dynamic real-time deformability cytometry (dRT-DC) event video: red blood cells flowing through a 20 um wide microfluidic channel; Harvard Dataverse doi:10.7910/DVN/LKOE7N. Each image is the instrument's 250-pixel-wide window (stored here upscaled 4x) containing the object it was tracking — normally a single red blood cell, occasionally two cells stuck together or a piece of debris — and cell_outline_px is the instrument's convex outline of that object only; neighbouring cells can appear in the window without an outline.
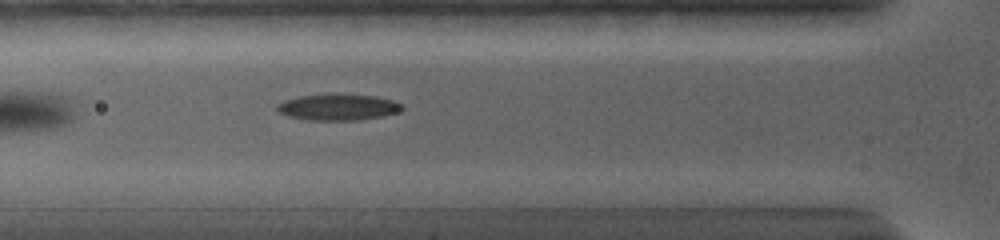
{"species": "common noctule bat (a hibernating species)", "species_latin": "Nyctalus noctula", "temperature_condition": "warm", "stored_images_in_passage": 14, "camera_frame_rate_fps": 5000, "um_per_image_px": 0.085, "animal": {"sex": "female", "body_mass_g": 19.0, "forearm_length_mm": 56.7}, "frame": {"image": 1, "passage_image": 8, "time_ms": 3.4, "image_size_px": [1000, 240], "cell_outline_px": [[404, 108], [400, 112], [380, 116], [356, 120], [308, 120], [288, 116], [280, 112], [276, 108], [276, 104], [284, 100], [300, 96], [332, 92], [376, 96], [392, 100], [404, 104]], "centroid_in_image_um": [28.74, 9.08], "position_along_channel_um": 97.1, "area_um2": 19.54}}